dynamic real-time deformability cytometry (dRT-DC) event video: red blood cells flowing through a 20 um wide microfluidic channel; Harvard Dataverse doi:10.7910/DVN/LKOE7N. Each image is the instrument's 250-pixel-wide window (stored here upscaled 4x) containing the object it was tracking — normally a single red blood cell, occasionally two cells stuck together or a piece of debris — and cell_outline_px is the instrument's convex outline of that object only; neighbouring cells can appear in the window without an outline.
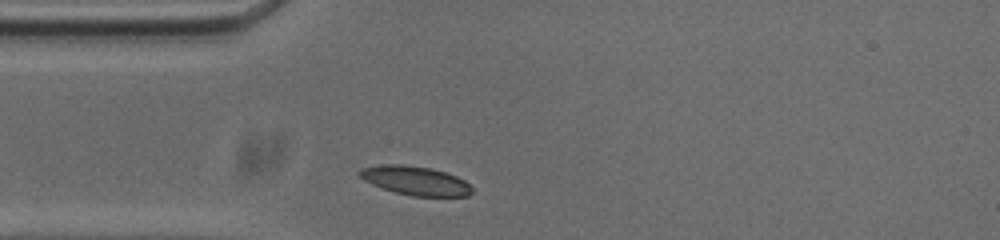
{"species": "common noctule bat (a hibernating species)", "species_latin": "Nyctalus noctula", "temperature_condition": "cold", "stored_images_in_passage": 29, "camera_frame_rate_fps": 3000, "um_per_image_px": 0.085, "animal": {"sex": "male", "body_mass_g": 20.0, "forearm_length_mm": 53.3}, "frame": {"image": 1, "passage_image": 1, "time_ms": 0.0, "image_size_px": [1000, 240], "cell_outline_px": [[472, 192], [468, 196], [412, 196], [396, 192], [372, 184], [364, 180], [356, 172], [360, 168], [384, 164], [400, 164], [428, 168], [444, 172], [456, 176], [464, 180], [472, 188]], "centroid_in_image_um": [35.28, 15.35], "position_along_channel_um": 49.7, "area_um2": 18.73}}
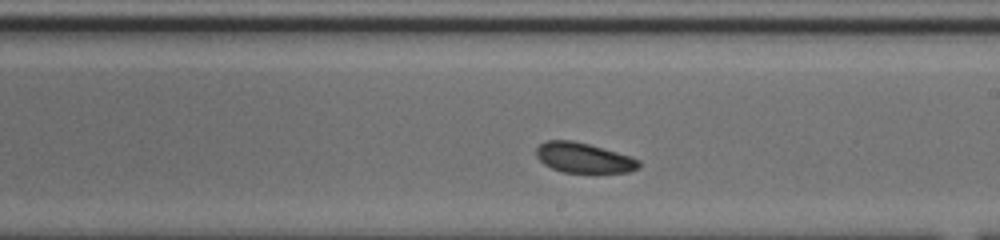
{"frame": {"image": 2, "passage_image": 17, "time_ms": 5.333, "image_size_px": [1000, 240], "cell_outline_px": [[640, 168], [628, 172], [564, 172], [552, 168], [544, 164], [536, 156], [536, 148], [540, 144], [548, 140], [572, 140], [588, 144], [632, 156], [640, 160]], "centroid_in_image_um": [49.63, 13.41], "position_along_channel_um": 239.4, "area_um2": 17.92}}
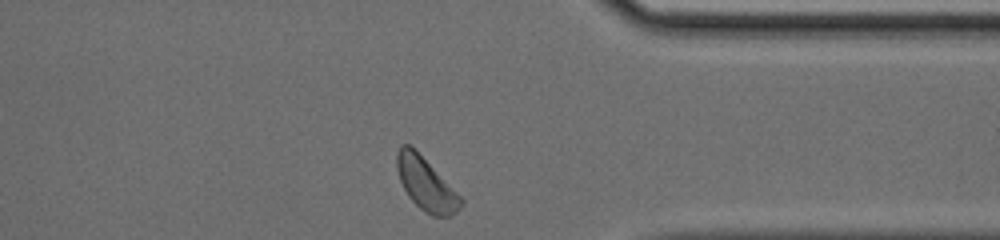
{"frame": {"image": 3, "passage_image": 29, "time_ms": 9.333, "image_size_px": [1000, 240], "cell_outline_px": [[464, 200], [456, 212], [448, 216], [432, 216], [424, 212], [408, 196], [400, 180], [396, 168], [396, 152], [400, 144], [408, 144]], "centroid_in_image_um": [36.16, 15.67], "position_along_channel_um": 375.2, "area_um2": 18.9}, "authors_computed_cell_mechanics": {"area_um2": 18.7272, "velocity_mm_per_s": 3.6691, "shape_relaxation_time_tau1_ms": 8.6014, "shape_relaxation_time_tau2_ms": null, "deformation_change_tau1": 0.187, "deformation_change_tau2": null}}